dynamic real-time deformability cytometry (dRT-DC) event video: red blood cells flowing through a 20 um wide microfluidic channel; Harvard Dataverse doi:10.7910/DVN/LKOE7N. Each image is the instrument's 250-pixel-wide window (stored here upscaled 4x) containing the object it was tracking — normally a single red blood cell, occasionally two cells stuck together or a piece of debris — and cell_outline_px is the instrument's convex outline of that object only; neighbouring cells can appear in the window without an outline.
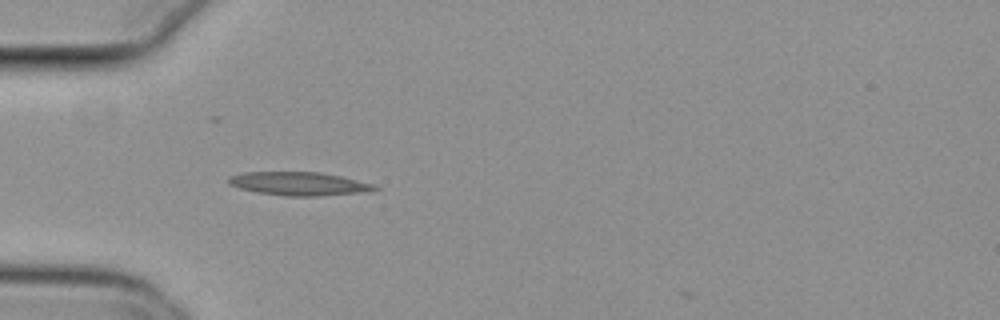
{"species": "common noctule bat (a hibernating species)", "species_latin": "Nyctalus noctula", "temperature_condition": "cold", "stored_images_in_passage": 33, "camera_frame_rate_fps": 3000, "um_per_image_px": 0.085, "animal": {"sex": "female", "body_mass_g": 29.2, "forearm_length_mm": 56.3}, "frame": {"image": 1, "passage_image": 1, "time_ms": 0.0, "image_size_px": [1000, 320], "cell_outline_px": [[380, 188], [372, 192], [316, 196], [288, 196], [256, 192], [240, 188], [228, 184], [228, 176], [244, 172], [320, 172], [340, 176], [376, 184]], "centroid_in_image_um": [25.47, 15.62], "position_along_channel_um": 59.5, "area_um2": 20.17}}
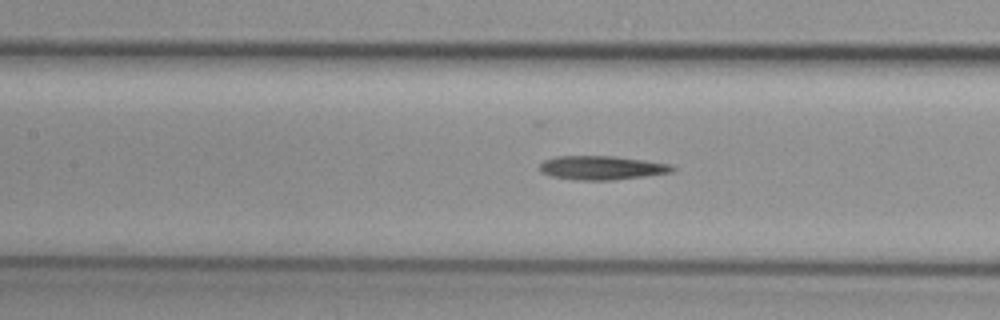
{"frame": {"image": 2, "passage_image": 9, "time_ms": 2.667, "image_size_px": [1000, 320], "cell_outline_px": [[676, 168], [672, 172], [644, 176], [612, 180], [572, 180], [552, 176], [540, 172], [540, 164], [544, 160], [556, 156], [612, 156], [644, 160], [668, 164]], "centroid_in_image_um": [51.1, 14.26], "position_along_channel_um": 156.3, "area_um2": 18.38}}
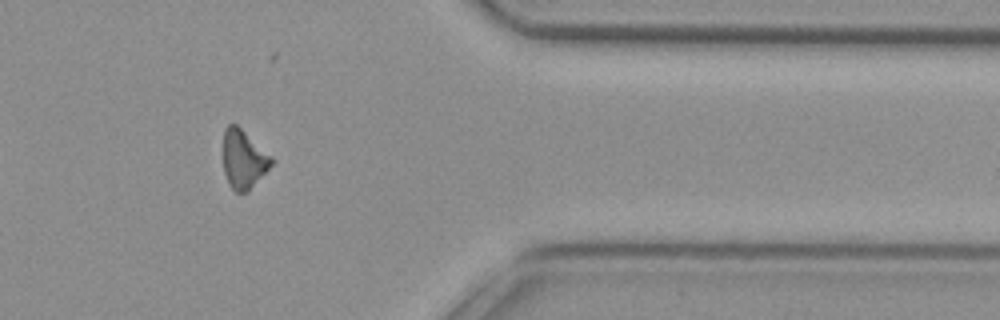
{"frame": {"image": 3, "passage_image": 29, "time_ms": 9.333, "image_size_px": [1000, 320], "cell_outline_px": [[276, 160], [248, 192], [236, 192], [228, 184], [224, 172], [224, 128], [228, 124], [236, 124], [272, 156]], "centroid_in_image_um": [20.72, 13.54], "position_along_channel_um": 390.7, "area_um2": 16.47}, "authors_computed_cell_mechanics": {"area_um2": 17.8602, "velocity_mm_per_s": 3.8031, "shape_relaxation_time_tau1_ms": 8.0162, "shape_relaxation_time_tau2_ms": null, "deformation_change_tau1": 0.2059, "deformation_change_tau2": null}}